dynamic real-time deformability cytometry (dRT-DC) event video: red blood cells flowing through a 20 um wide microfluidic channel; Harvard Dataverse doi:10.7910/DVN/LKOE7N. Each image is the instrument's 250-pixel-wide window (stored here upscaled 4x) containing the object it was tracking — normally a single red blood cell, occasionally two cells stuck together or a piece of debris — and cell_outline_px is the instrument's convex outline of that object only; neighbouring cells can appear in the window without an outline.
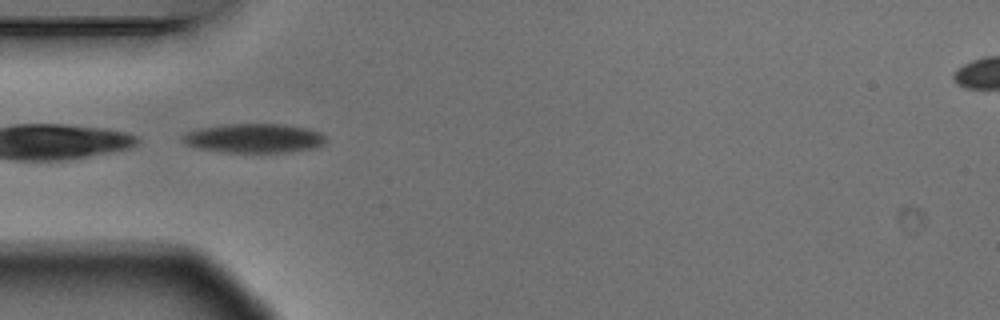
{"species": "Egyptian fruit bat (a non-hibernating species)", "species_latin": "Rousettus aegyptiacus", "temperature_condition": "warm", "stored_images_in_passage": 9, "camera_frame_rate_fps": 3000, "um_per_image_px": 0.085, "animal": {"sex": "male"}, "frame": {"image": 1, "passage_image": 4, "time_ms": 1.0, "image_size_px": [1000, 320], "cell_outline_px": [[328, 140], [324, 144], [312, 148], [288, 152], [228, 152], [200, 148], [184, 144], [180, 140], [180, 136], [196, 128], [224, 124], [284, 124], [308, 128], [320, 132]], "centroid_in_image_um": [21.58, 11.74], "position_along_channel_um": 63.4, "area_um2": 24.51}}
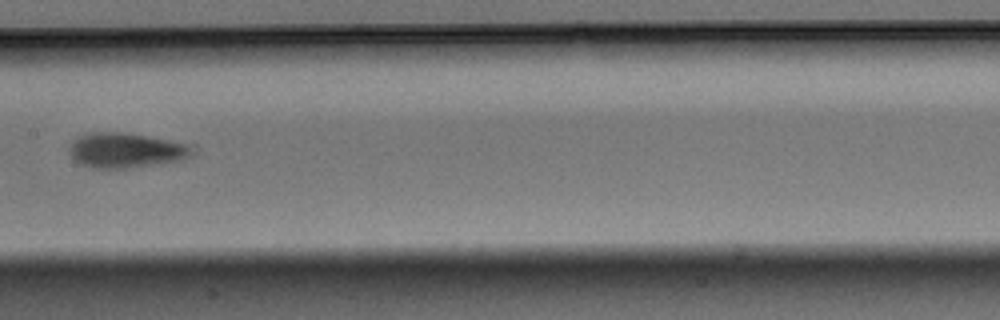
{"frame": {"image": 2, "passage_image": 7, "time_ms": 2.0, "image_size_px": [1000, 320], "cell_outline_px": [[192, 156], [180, 160], [124, 168], [96, 168], [84, 164], [76, 160], [68, 152], [68, 148], [80, 136], [88, 132], [120, 132], [168, 140], [184, 144], [188, 148]], "centroid_in_image_um": [10.62, 12.77], "position_along_channel_um": 196.8, "area_um2": 24.04}}
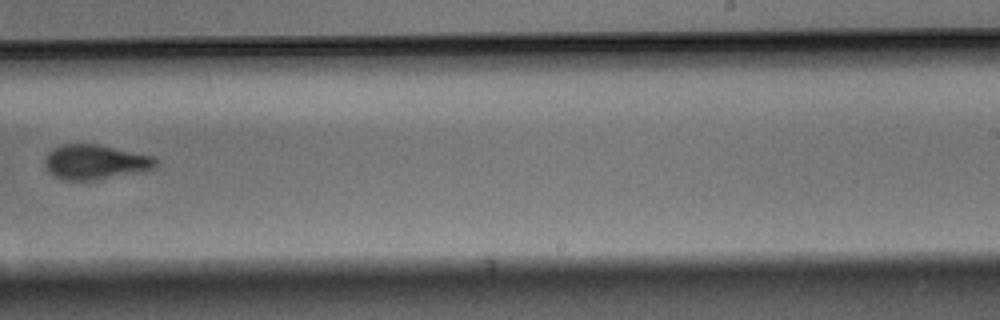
{"frame": {"image": 3, "passage_image": 9, "time_ms": 2.667, "image_size_px": [1000, 320], "cell_outline_px": [[156, 164], [152, 168], [140, 172], [92, 180], [64, 180], [48, 172], [44, 168], [44, 160], [48, 152], [60, 144], [100, 144], [152, 156], [156, 160]], "centroid_in_image_um": [8.03, 13.76], "position_along_channel_um": 281.0, "area_um2": 22.37}}